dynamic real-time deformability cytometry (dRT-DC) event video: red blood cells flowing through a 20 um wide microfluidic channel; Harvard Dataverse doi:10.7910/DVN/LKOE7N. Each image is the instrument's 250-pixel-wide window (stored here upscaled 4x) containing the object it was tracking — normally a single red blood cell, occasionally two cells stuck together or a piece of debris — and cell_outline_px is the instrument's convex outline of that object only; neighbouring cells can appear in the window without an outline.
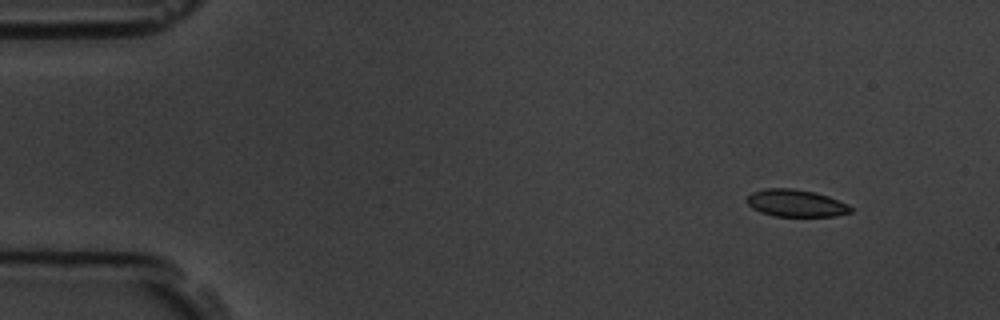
{"species": "common noctule bat (a hibernating species)", "species_latin": "Nyctalus noctula", "temperature_condition": "room temperature", "stored_images_in_passage": 4, "camera_frame_rate_fps": 3000, "um_per_image_px": 0.085, "animal": {"sex": "male", "body_mass_g": 19.5, "forearm_length_mm": 54.6}, "frame": {"image": 1, "passage_image": 1, "time_ms": 0.0, "image_size_px": [1000, 320], "cell_outline_px": [[852, 212], [836, 216], [772, 216], [760, 212], [752, 208], [748, 204], [748, 196], [752, 192], [764, 188], [792, 188], [816, 192], [828, 196], [848, 204], [852, 208]], "centroid_in_image_um": [67.66, 17.27], "position_along_channel_um": 17.3, "area_um2": 16.53}}
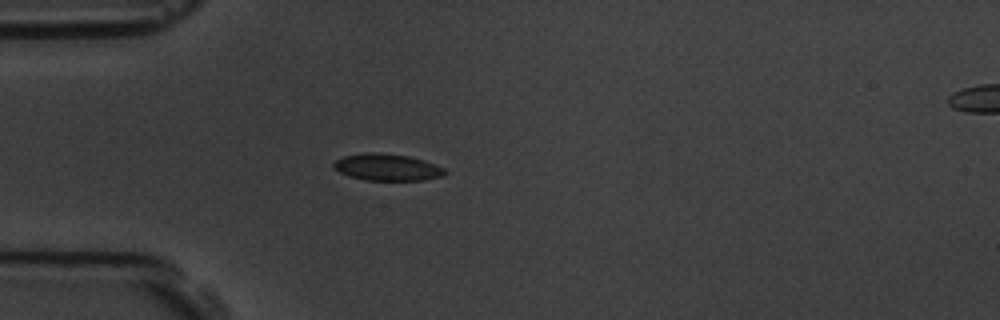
{"frame": {"image": 2, "passage_image": 4, "time_ms": 3.333, "image_size_px": [1000, 320], "cell_outline_px": [[448, 172], [440, 176], [424, 180], [364, 180], [348, 176], [340, 172], [332, 164], [336, 160], [344, 156], [368, 152], [380, 152], [408, 156], [424, 160], [444, 168]], "centroid_in_image_um": [32.91, 14.21], "position_along_channel_um": 52.1, "area_um2": 17.28}}